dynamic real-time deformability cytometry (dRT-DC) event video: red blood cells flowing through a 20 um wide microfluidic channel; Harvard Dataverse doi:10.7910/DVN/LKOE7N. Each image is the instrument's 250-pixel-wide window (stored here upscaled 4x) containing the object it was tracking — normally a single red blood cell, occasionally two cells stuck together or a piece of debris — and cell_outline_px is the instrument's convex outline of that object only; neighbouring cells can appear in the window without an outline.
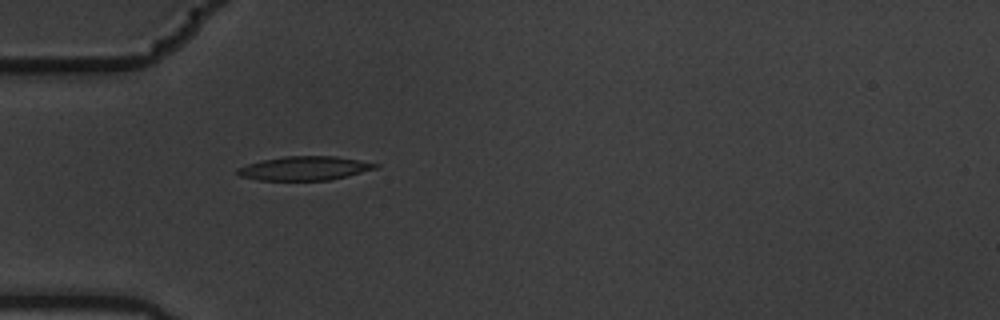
{"species": "common noctule bat (a hibernating species)", "species_latin": "Nyctalus noctula", "temperature_condition": "warm", "stored_images_in_passage": 4, "camera_frame_rate_fps": 3000, "um_per_image_px": 0.085, "animal": {"sex": "male", "body_mass_g": 19.5, "forearm_length_mm": 54.6}, "frame": {"image": 1, "passage_image": 4, "time_ms": 1.0, "image_size_px": [1000, 320], "cell_outline_px": [[380, 164], [376, 168], [348, 176], [328, 180], [260, 180], [240, 176], [236, 172], [236, 168], [248, 164], [264, 160], [284, 156], [336, 156], [360, 160]], "centroid_in_image_um": [25.89, 14.3], "position_along_channel_um": 59.1, "area_um2": 19.13}}